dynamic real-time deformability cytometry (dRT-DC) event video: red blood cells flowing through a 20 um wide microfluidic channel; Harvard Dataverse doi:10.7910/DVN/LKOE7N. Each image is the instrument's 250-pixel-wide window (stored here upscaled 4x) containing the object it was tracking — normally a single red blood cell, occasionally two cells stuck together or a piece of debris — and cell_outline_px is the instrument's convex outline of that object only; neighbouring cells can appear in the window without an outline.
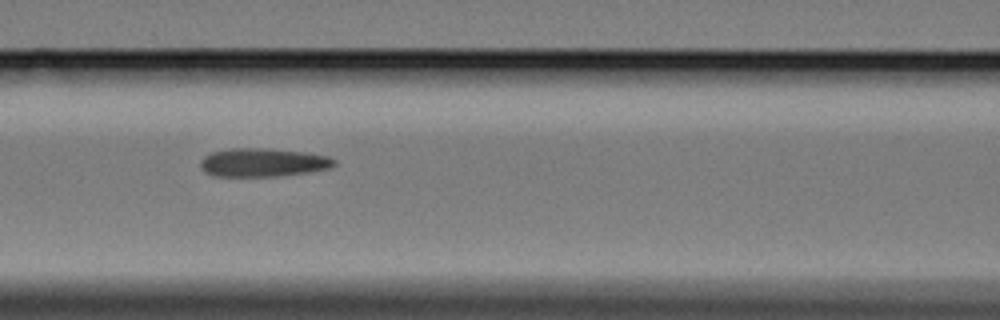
{"species": "Egyptian fruit bat (a non-hibernating species)", "species_latin": "Rousettus aegyptiacus", "temperature_condition": "cold", "stored_images_in_passage": 11, "camera_frame_rate_fps": 3000, "um_per_image_px": 0.085, "animal": {"sex": "female"}, "frame": {"image": 1, "passage_image": 7, "time_ms": 8.0, "image_size_px": [1000, 320], "cell_outline_px": [[336, 164], [332, 168], [308, 172], [276, 176], [212, 176], [204, 172], [200, 168], [200, 160], [204, 156], [212, 152], [228, 148], [268, 148], [308, 152], [328, 156], [336, 160]], "centroid_in_image_um": [22.35, 13.8], "position_along_channel_um": 144.3, "area_um2": 22.54}}
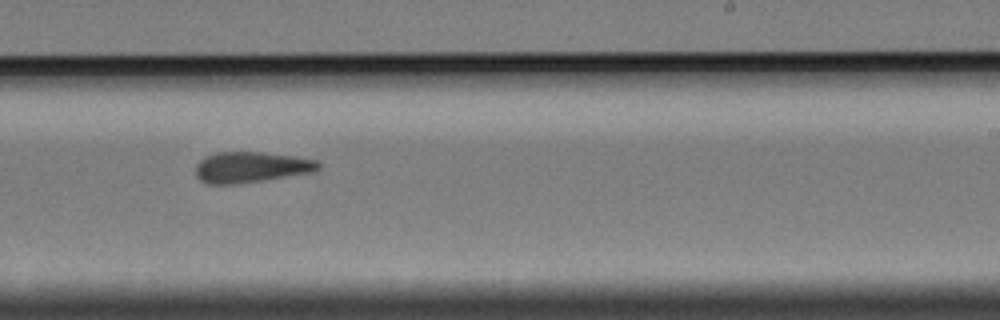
{"frame": {"image": 2, "passage_image": 10, "time_ms": 11.667, "image_size_px": [1000, 320], "cell_outline_px": [[320, 168], [316, 172], [236, 184], [208, 184], [200, 180], [196, 176], [196, 164], [204, 156], [216, 152], [264, 152], [292, 156], [316, 160], [320, 164]], "centroid_in_image_um": [21.33, 14.21], "position_along_channel_um": 267.7, "area_um2": 22.14}}
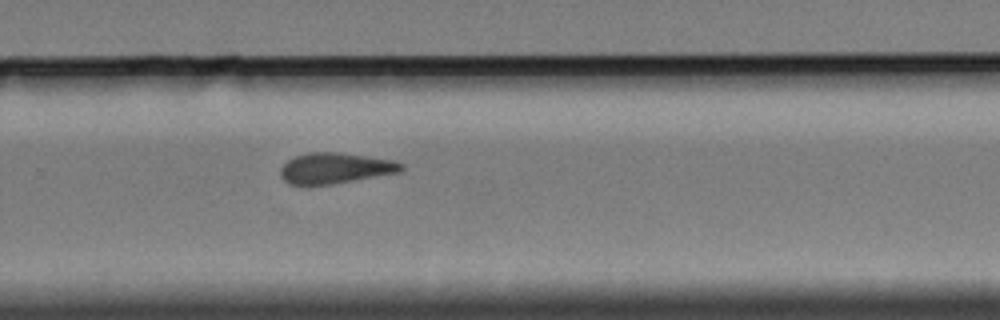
{"frame": {"image": 3, "passage_image": 11, "time_ms": 12.667, "image_size_px": [1000, 320], "cell_outline_px": [[404, 168], [400, 172], [332, 184], [288, 184], [280, 176], [280, 168], [288, 160], [296, 156], [308, 152], [340, 152], [396, 160], [404, 164]], "centroid_in_image_um": [28.52, 14.28], "position_along_channel_um": 301.3, "area_um2": 21.68}}